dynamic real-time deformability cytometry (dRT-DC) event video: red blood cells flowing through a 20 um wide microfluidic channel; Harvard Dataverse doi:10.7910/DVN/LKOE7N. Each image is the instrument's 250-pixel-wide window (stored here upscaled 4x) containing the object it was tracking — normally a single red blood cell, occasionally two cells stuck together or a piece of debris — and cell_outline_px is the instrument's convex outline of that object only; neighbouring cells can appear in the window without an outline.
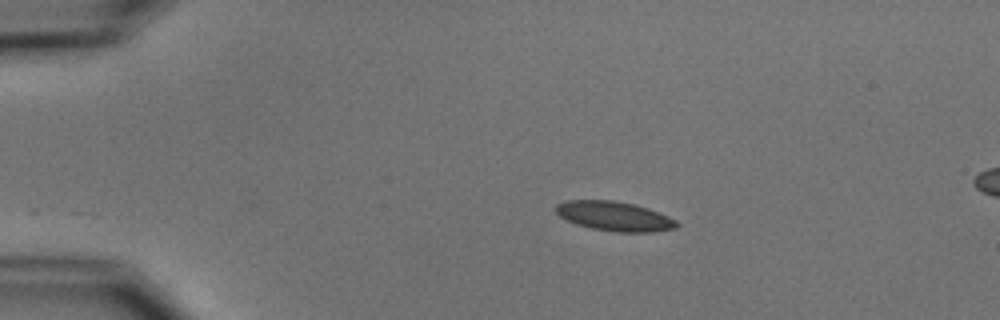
{"species": "common noctule bat (a hibernating species)", "species_latin": "Nyctalus noctula", "temperature_condition": "cold", "stored_images_in_passage": 3, "camera_frame_rate_fps": 3000, "um_per_image_px": 0.085, "animal": {"sex": "male", "body_mass_g": 15.6}, "frame": {"image": 1, "passage_image": 3, "time_ms": 2.333, "image_size_px": [1000, 320], "cell_outline_px": [[680, 224], [676, 228], [652, 232], [616, 232], [592, 228], [576, 224], [560, 216], [556, 212], [556, 204], [568, 200], [612, 200], [636, 204], [648, 208], [668, 216], [676, 220]], "centroid_in_image_um": [52.25, 18.37], "position_along_channel_um": 32.7, "area_um2": 20.75}}